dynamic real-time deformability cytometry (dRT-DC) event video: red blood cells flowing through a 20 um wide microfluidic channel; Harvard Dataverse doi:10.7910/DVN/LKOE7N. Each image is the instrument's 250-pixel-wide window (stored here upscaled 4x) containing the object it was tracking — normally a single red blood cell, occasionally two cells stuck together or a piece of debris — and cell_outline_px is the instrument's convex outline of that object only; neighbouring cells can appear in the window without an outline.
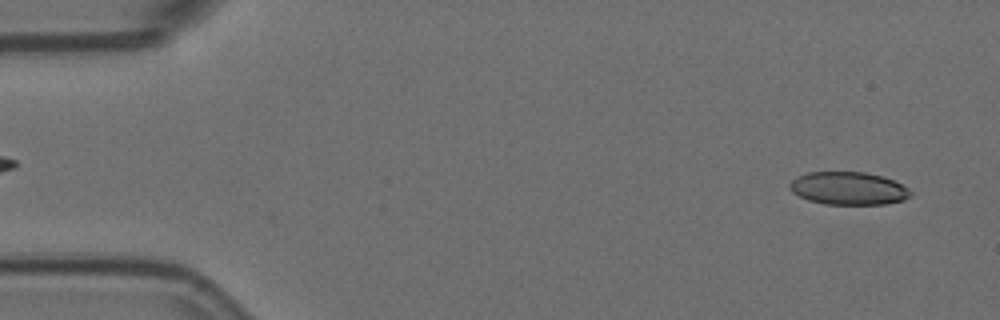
{"species": "Egyptian fruit bat (a non-hibernating species)", "species_latin": "Rousettus aegyptiacus", "temperature_condition": "room temperature", "stored_images_in_passage": 57, "camera_frame_rate_fps": 3000, "um_per_image_px": 0.085, "animal": {"sex": "female"}, "frame": {"image": 1, "passage_image": 3, "time_ms": 0.667, "image_size_px": [1000, 320], "cell_outline_px": [[912, 196], [904, 200], [884, 204], [824, 204], [808, 200], [792, 192], [788, 184], [796, 176], [808, 172], [864, 172], [884, 176], [908, 188], [912, 192]], "centroid_in_image_um": [72.11, 16.01], "position_along_channel_um": 12.9, "area_um2": 23.24}}
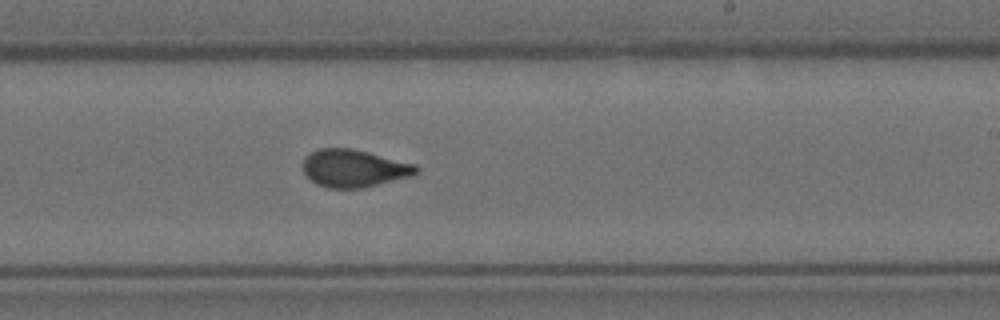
{"frame": {"image": 2, "passage_image": 33, "time_ms": 10.667, "image_size_px": [1000, 320], "cell_outline_px": [[420, 172], [412, 176], [360, 188], [328, 188], [316, 184], [304, 172], [304, 156], [320, 148], [352, 148], [416, 164], [420, 168]], "centroid_in_image_um": [30.12, 14.3], "position_along_channel_um": 258.9, "area_um2": 24.74}}
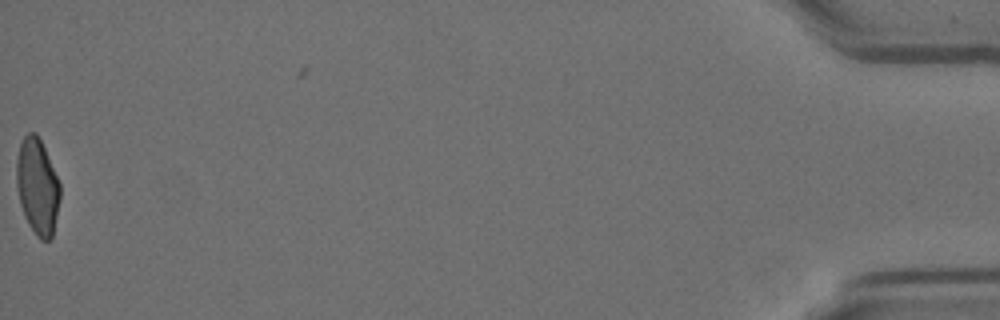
{"frame": {"image": 3, "passage_image": 56, "time_ms": 18.333, "image_size_px": [1000, 320], "cell_outline_px": [[60, 200], [52, 236], [48, 240], [40, 240], [36, 236], [28, 224], [24, 216], [20, 204], [16, 184], [16, 160], [20, 144], [24, 136], [28, 132], [36, 132], [44, 148], [60, 184]], "centroid_in_image_um": [3.16, 15.87], "position_along_channel_um": 432.0, "area_um2": 24.33}, "authors_computed_cell_mechanics": {"area_um2": 24.7384, "velocity_mm_per_s": 3.6114, "shape_relaxation_time_tau1_ms": null, "shape_relaxation_time_tau2_ms": 1.2774, "deformation_change_tau1": null, "deformation_change_tau2": 0.0638}}